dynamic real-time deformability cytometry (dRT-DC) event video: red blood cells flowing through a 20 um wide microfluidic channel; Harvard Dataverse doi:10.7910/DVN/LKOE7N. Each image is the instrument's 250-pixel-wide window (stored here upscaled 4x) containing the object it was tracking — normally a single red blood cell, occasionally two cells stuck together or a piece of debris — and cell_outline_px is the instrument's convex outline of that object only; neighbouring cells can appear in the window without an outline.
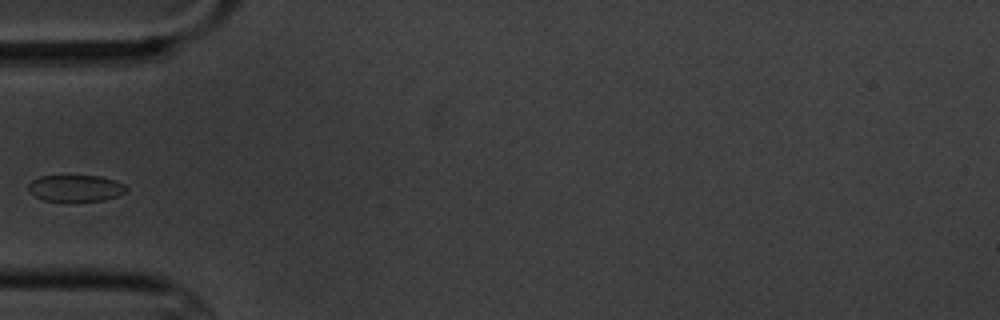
{"species": "common noctule bat (a hibernating species)", "species_latin": "Nyctalus noctula", "temperature_condition": "cold", "stored_images_in_passage": 3, "camera_frame_rate_fps": 3000, "um_per_image_px": 0.085, "animal": {"sex": "male", "body_mass_g": 20.1, "forearm_length_mm": 53.5}, "frame": {"image": 1, "passage_image": 3, "time_ms": 3.0, "image_size_px": [1000, 320], "cell_outline_px": [[128, 188], [124, 192], [116, 196], [104, 200], [44, 200], [36, 196], [28, 188], [28, 184], [32, 180], [40, 176], [100, 176], [116, 180], [124, 184]], "centroid_in_image_um": [6.45, 15.97], "position_along_channel_um": 78.5, "area_um2": 14.8}}